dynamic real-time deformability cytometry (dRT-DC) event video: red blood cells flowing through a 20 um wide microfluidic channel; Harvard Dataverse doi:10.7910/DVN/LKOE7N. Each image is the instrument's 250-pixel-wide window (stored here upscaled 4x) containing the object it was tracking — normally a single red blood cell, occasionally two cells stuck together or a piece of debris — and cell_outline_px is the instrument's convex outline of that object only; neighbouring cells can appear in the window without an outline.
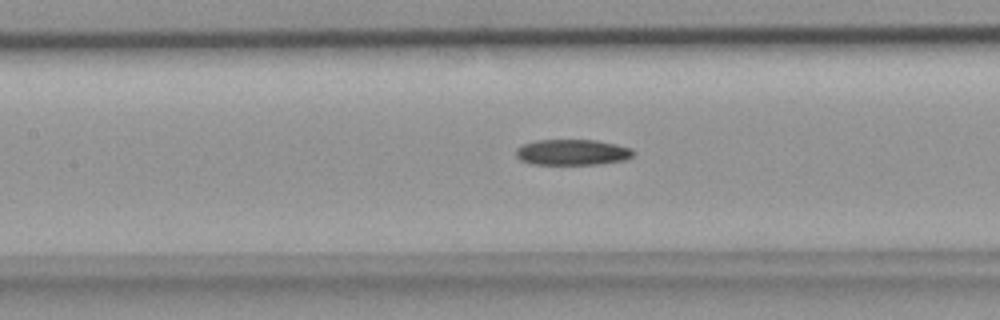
{"species": "common noctule bat (a hibernating species)", "species_latin": "Nyctalus noctula", "temperature_condition": "room temperature", "stored_images_in_passage": 40, "camera_frame_rate_fps": 3000, "um_per_image_px": 0.085, "animal": {"sex": "female", "body_mass_g": 18.4}, "frame": {"image": 1, "passage_image": 16, "time_ms": 5.0, "image_size_px": [1000, 320], "cell_outline_px": [[636, 152], [632, 156], [624, 160], [596, 164], [532, 164], [520, 160], [516, 156], [516, 148], [524, 144], [536, 140], [596, 140], [616, 144], [632, 148]], "centroid_in_image_um": [48.65, 12.94], "position_along_channel_um": 158.7, "area_um2": 17.63}}
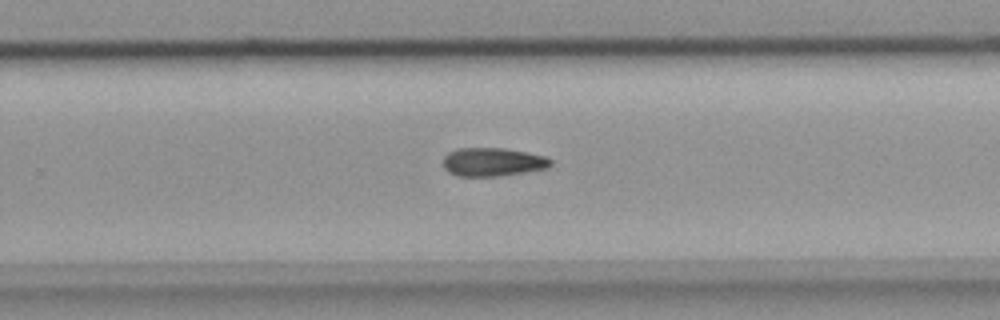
{"frame": {"image": 2, "passage_image": 24, "time_ms": 7.667, "image_size_px": [1000, 320], "cell_outline_px": [[552, 164], [548, 168], [496, 176], [456, 176], [448, 172], [444, 168], [444, 156], [448, 152], [456, 148], [504, 148], [548, 156], [552, 160]], "centroid_in_image_um": [41.88, 13.76], "position_along_channel_um": 287.9, "area_um2": 17.92}}
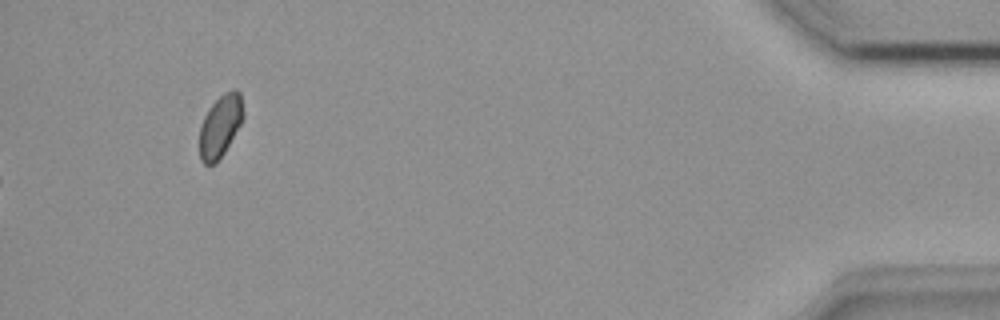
{"frame": {"image": 3, "passage_image": 40, "time_ms": 13.0, "image_size_px": [1000, 320], "cell_outline_px": [[244, 116], [240, 124], [224, 152], [216, 164], [204, 164], [200, 160], [200, 124], [208, 108], [224, 92], [232, 88], [236, 88], [240, 92], [244, 112]], "centroid_in_image_um": [18.72, 10.68], "position_along_channel_um": 416.5, "area_um2": 15.9}}